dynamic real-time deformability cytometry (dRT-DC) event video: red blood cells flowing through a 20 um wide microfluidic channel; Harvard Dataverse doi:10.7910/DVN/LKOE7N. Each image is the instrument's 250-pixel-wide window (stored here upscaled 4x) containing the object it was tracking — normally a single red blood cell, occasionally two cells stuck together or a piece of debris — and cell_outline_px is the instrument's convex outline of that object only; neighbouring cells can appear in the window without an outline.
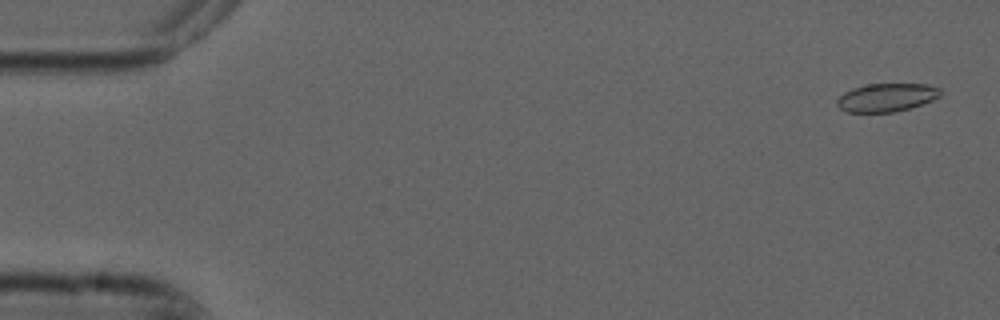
{"species": "common noctule bat (a hibernating species)", "species_latin": "Nyctalus noctula", "temperature_condition": "cold", "stored_images_in_passage": 54, "camera_frame_rate_fps": 3000, "um_per_image_px": 0.085, "animal": {"sex": "male", "forearm_length_mm": 52.5}, "frame": {"image": 1, "passage_image": 2, "time_ms": 0.333, "image_size_px": [1000, 320], "cell_outline_px": [[940, 96], [932, 100], [912, 108], [892, 112], [848, 112], [840, 108], [836, 104], [836, 100], [844, 92], [852, 88], [868, 84], [928, 84], [940, 88]], "centroid_in_image_um": [75.36, 8.28], "position_along_channel_um": 9.6, "area_um2": 17.05}}
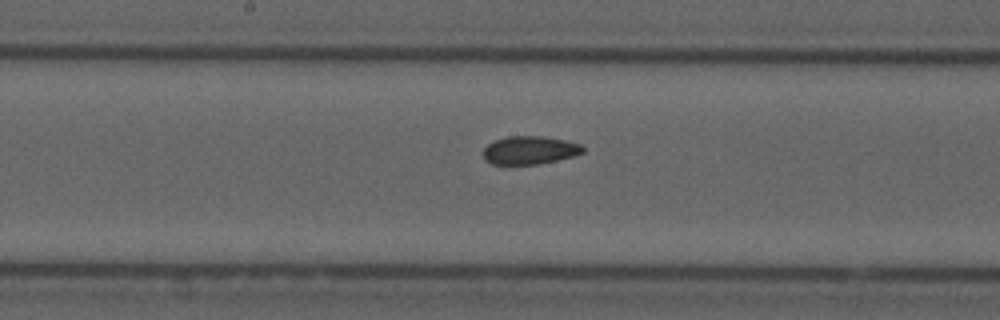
{"frame": {"image": 2, "passage_image": 28, "time_ms": 9.0, "image_size_px": [1000, 320], "cell_outline_px": [[584, 152], [576, 156], [536, 164], [492, 164], [484, 160], [484, 148], [488, 144], [496, 140], [508, 136], [544, 136], [564, 140], [580, 144], [584, 148]], "centroid_in_image_um": [45.04, 12.76], "position_along_channel_um": 203.2, "area_um2": 16.3}}
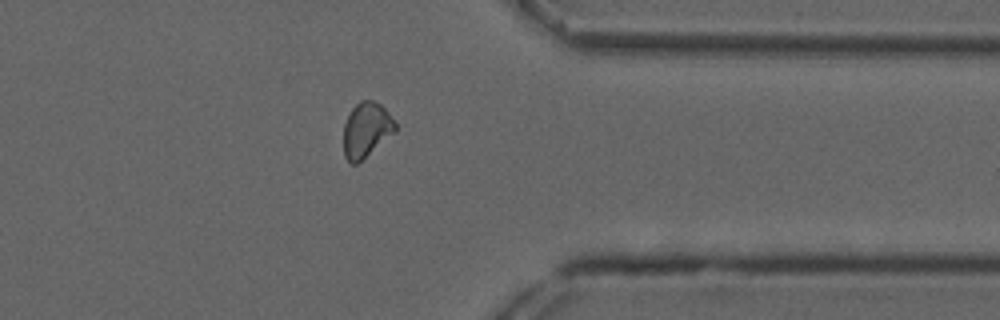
{"frame": {"image": 3, "passage_image": 43, "time_ms": 14.0, "image_size_px": [1000, 320], "cell_outline_px": [[396, 132], [356, 164], [352, 164], [344, 156], [344, 124], [352, 108], [360, 100], [372, 100], [380, 104], [384, 108], [396, 124]], "centroid_in_image_um": [31.13, 11.03], "position_along_channel_um": 380.3, "area_um2": 16.36}, "authors_computed_cell_mechanics": {"area_um2": 17.051, "velocity_mm_per_s": 3.7414, "shape_relaxation_time_tau1_ms": null, "shape_relaxation_time_tau2_ms": 6.021, "deformation_change_tau1": null, "deformation_change_tau2": 0.0954}}